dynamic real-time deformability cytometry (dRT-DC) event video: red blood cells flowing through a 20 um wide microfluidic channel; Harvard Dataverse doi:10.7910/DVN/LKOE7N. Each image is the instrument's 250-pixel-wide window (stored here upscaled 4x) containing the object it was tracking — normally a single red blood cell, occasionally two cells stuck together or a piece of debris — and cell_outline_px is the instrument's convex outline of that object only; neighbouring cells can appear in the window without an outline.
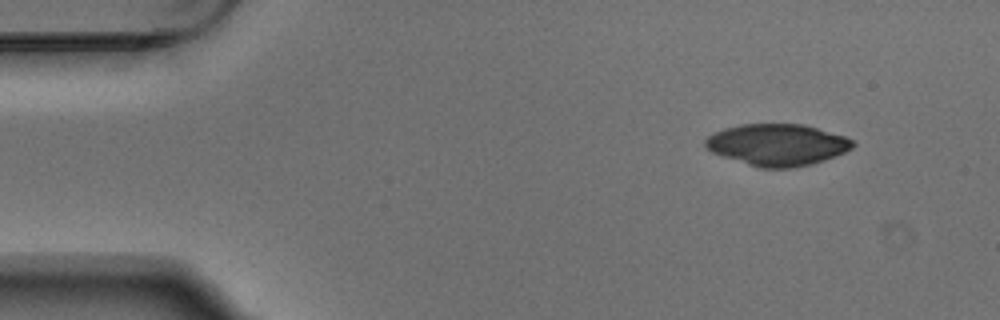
{"species": "Egyptian fruit bat (a non-hibernating species)", "species_latin": "Rousettus aegyptiacus", "temperature_condition": "warm", "stored_images_in_passage": 4, "camera_frame_rate_fps": 3000, "um_per_image_px": 0.085, "animal": {"sex": "male"}, "frame": {"image": 1, "passage_image": 1, "time_ms": 0.0, "image_size_px": [1000, 320], "cell_outline_px": [[856, 144], [852, 148], [836, 156], [812, 164], [792, 168], [760, 168], [720, 156], [704, 148], [704, 140], [708, 136], [724, 128], [740, 124], [804, 124], [844, 136], [852, 140]], "centroid_in_image_um": [66.04, 12.31], "position_along_channel_um": 19.0, "area_um2": 35.95}}